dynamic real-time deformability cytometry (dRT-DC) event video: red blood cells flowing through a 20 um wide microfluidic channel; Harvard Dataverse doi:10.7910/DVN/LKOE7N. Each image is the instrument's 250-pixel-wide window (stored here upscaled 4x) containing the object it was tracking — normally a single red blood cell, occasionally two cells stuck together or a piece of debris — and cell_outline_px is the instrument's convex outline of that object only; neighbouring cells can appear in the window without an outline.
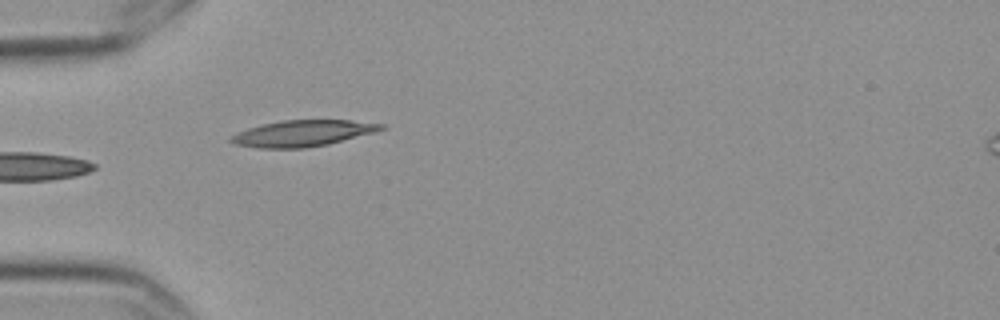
{"species": "Egyptian fruit bat (a non-hibernating species)", "species_latin": "Rousettus aegyptiacus", "temperature_condition": "cold", "stored_images_in_passage": 5, "camera_frame_rate_fps": 3000, "um_per_image_px": 0.085, "frame": {"image": 1, "passage_image": 5, "time_ms": 1.333, "image_size_px": [1000, 320], "cell_outline_px": [[384, 128], [376, 132], [328, 144], [304, 148], [256, 148], [232, 144], [228, 140], [228, 136], [236, 132], [260, 124], [284, 120], [352, 120], [384, 124]], "centroid_in_image_um": [25.66, 11.33], "position_along_channel_um": 59.3, "area_um2": 23.18}}